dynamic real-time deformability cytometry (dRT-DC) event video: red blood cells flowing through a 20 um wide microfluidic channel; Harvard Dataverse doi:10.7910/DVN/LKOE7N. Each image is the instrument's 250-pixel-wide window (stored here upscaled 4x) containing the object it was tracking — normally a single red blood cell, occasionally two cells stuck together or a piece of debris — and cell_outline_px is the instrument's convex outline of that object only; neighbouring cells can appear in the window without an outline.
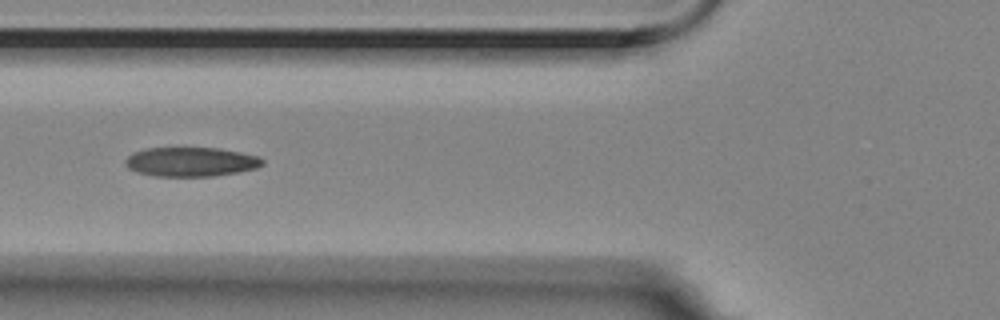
{"species": "Egyptian fruit bat (a non-hibernating species)", "species_latin": "Rousettus aegyptiacus", "temperature_condition": "room temperature", "stored_images_in_passage": 8, "camera_frame_rate_fps": 3000, "um_per_image_px": 0.085, "animal": {"sex": "female"}, "frame": {"image": 1, "passage_image": 4, "time_ms": 1.0, "image_size_px": [1000, 320], "cell_outline_px": [[264, 164], [256, 168], [236, 172], [212, 176], [156, 176], [136, 172], [128, 168], [124, 164], [124, 160], [132, 152], [144, 148], [220, 148], [260, 156], [264, 160]], "centroid_in_image_um": [16.2, 13.75], "position_along_channel_um": 109.6, "area_um2": 23.52}}
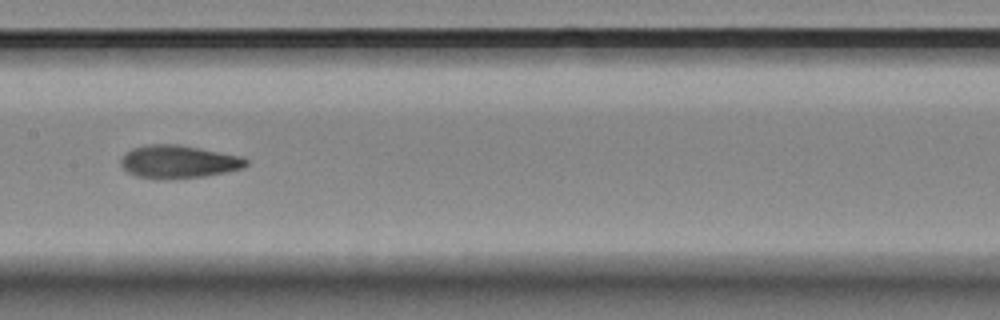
{"frame": {"image": 2, "passage_image": 6, "time_ms": 1.667, "image_size_px": [1000, 320], "cell_outline_px": [[248, 164], [244, 168], [204, 176], [164, 180], [136, 176], [128, 172], [120, 164], [120, 160], [124, 152], [132, 148], [148, 144], [176, 144], [244, 156], [248, 160]], "centroid_in_image_um": [15.16, 13.75], "position_along_channel_um": 192.2, "area_um2": 24.28}}
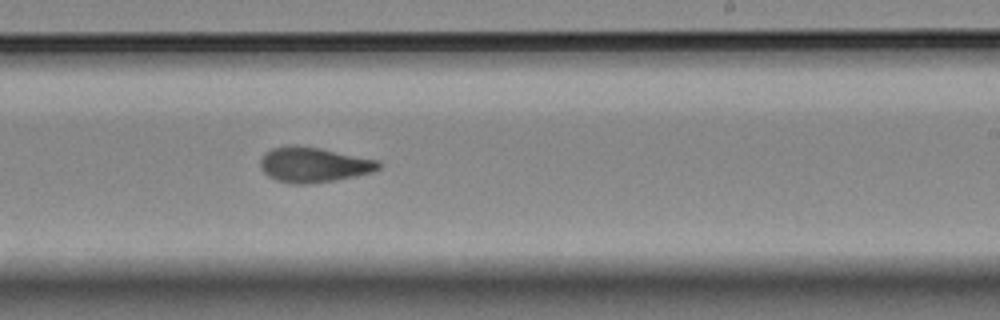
{"frame": {"image": 3, "passage_image": 8, "time_ms": 2.333, "image_size_px": [1000, 320], "cell_outline_px": [[380, 168], [372, 172], [356, 176], [336, 180], [308, 184], [296, 184], [276, 180], [268, 176], [260, 168], [260, 160], [272, 148], [296, 144], [320, 148], [380, 160]], "centroid_in_image_um": [26.68, 14.0], "position_along_channel_um": 262.3, "area_um2": 24.22}}